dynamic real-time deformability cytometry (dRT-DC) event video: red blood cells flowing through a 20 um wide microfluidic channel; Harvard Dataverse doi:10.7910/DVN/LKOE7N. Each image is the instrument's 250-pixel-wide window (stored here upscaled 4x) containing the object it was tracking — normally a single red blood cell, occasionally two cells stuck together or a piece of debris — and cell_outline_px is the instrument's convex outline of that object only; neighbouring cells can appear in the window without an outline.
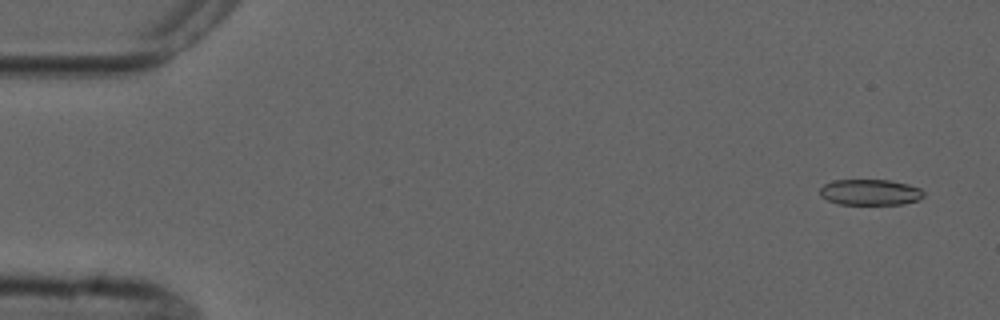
{"species": "common noctule bat (a hibernating species)", "species_latin": "Nyctalus noctula", "temperature_condition": "cold", "stored_images_in_passage": 5, "camera_frame_rate_fps": 3000, "um_per_image_px": 0.085, "animal": {"sex": "male", "forearm_length_mm": 52.5}, "frame": {"image": 1, "passage_image": 1, "time_ms": 0.0, "image_size_px": [1000, 320], "cell_outline_px": [[924, 196], [920, 200], [900, 204], [836, 204], [820, 196], [820, 188], [824, 184], [832, 180], [888, 180], [908, 184], [920, 188], [924, 192]], "centroid_in_image_um": [73.96, 16.34], "position_along_channel_um": 11.0, "area_um2": 15.72}}
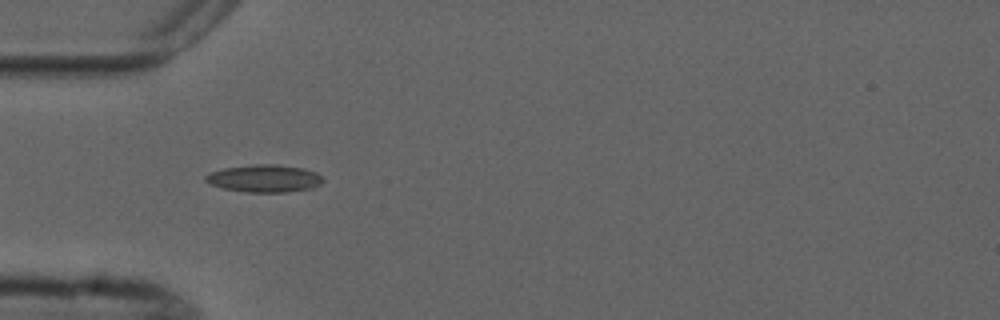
{"frame": {"image": 2, "passage_image": 4, "time_ms": 4.667, "image_size_px": [1000, 320], "cell_outline_px": [[324, 180], [320, 184], [312, 188], [288, 192], [244, 192], [224, 188], [208, 184], [204, 180], [204, 176], [212, 172], [224, 168], [256, 164], [276, 164], [304, 168], [316, 172], [324, 176]], "centroid_in_image_um": [22.5, 15.17], "position_along_channel_um": 62.5, "area_um2": 18.96}}
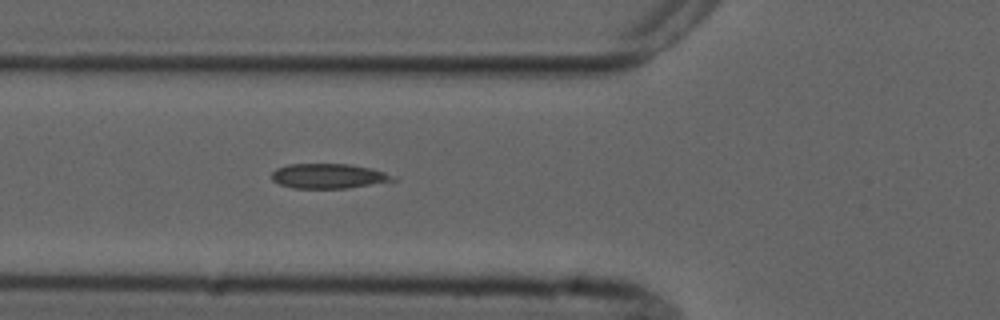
{"frame": {"image": 3, "passage_image": 5, "time_ms": 5.667, "image_size_px": [1000, 320], "cell_outline_px": [[396, 180], [348, 188], [292, 188], [280, 184], [272, 180], [272, 172], [276, 168], [288, 164], [348, 164], [368, 168], [384, 172], [396, 176]], "centroid_in_image_um": [27.89, 14.96], "position_along_channel_um": 97.9, "area_um2": 17.4}}